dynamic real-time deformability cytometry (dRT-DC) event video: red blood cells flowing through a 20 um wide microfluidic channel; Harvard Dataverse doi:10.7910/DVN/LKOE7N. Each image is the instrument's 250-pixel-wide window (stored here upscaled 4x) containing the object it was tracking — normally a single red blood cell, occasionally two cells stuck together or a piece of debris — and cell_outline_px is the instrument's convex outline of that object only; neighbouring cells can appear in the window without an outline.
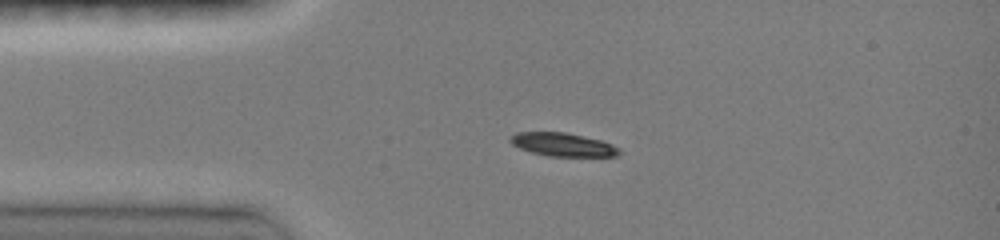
{"species": "common noctule bat (a hibernating species)", "species_latin": "Nyctalus noctula", "temperature_condition": "room temperature", "stored_images_in_passage": 3, "camera_frame_rate_fps": 3000, "um_per_image_px": 0.085, "animal": {"sex": "female", "body_mass_g": 19.0, "forearm_length_mm": 51.5}, "frame": {"image": 1, "passage_image": 1, "time_ms": 0.0, "image_size_px": [1000, 240], "cell_outline_px": [[620, 156], [548, 156], [532, 152], [520, 148], [512, 144], [508, 140], [508, 136], [516, 132], [564, 132], [600, 140], [612, 144], [620, 148]], "centroid_in_image_um": [47.82, 12.28], "position_along_channel_um": 37.2, "area_um2": 14.85}}